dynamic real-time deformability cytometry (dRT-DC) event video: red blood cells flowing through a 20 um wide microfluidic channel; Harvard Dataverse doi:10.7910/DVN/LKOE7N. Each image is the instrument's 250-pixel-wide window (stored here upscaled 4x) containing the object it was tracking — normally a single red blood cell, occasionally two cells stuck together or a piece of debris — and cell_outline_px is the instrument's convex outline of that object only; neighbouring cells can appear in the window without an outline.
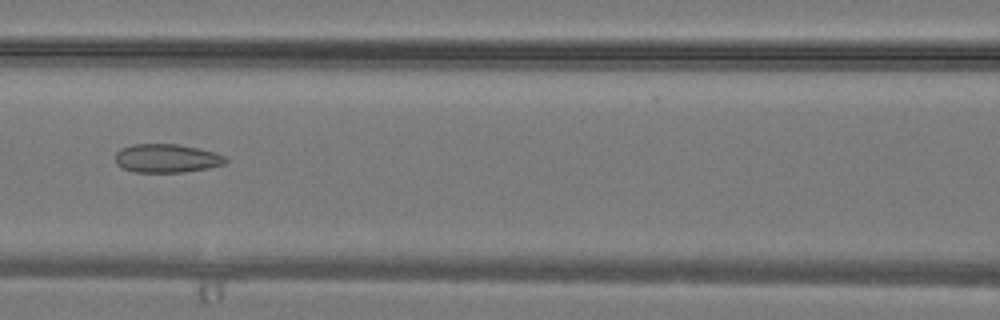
{"species": "common noctule bat (a hibernating species)", "species_latin": "Nyctalus noctula", "temperature_condition": "warm", "stored_images_in_passage": 36, "camera_frame_rate_fps": 3000, "um_per_image_px": 0.085, "animal": {"sex": "male", "body_mass_g": 19.2, "forearm_length_mm": 51.8}, "frame": {"image": 1, "passage_image": 17, "time_ms": 5.333, "image_size_px": [1000, 320], "cell_outline_px": [[228, 160], [224, 164], [208, 168], [184, 172], [132, 172], [116, 164], [116, 152], [120, 148], [132, 144], [176, 144], [196, 148], [212, 152], [224, 156]], "centroid_in_image_um": [14.13, 13.46], "position_along_channel_um": 152.5, "area_um2": 18.26}}
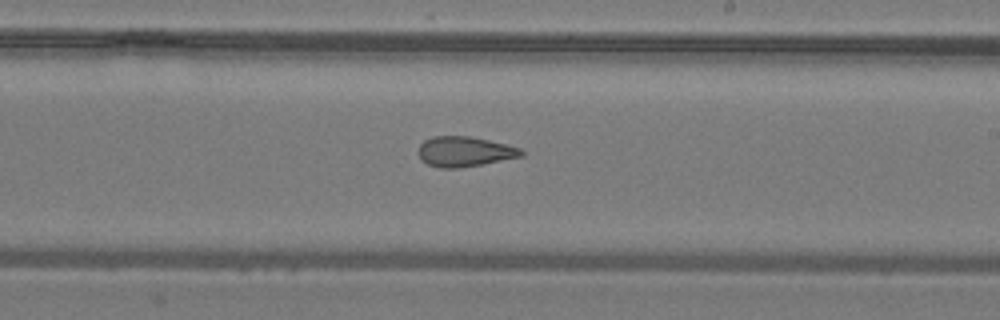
{"frame": {"image": 2, "passage_image": 22, "time_ms": 7.0, "image_size_px": [1000, 320], "cell_outline_px": [[524, 156], [480, 164], [456, 168], [440, 168], [428, 164], [420, 160], [416, 152], [420, 144], [424, 140], [432, 136], [468, 136], [488, 140], [520, 148], [524, 152]], "centroid_in_image_um": [39.43, 12.88], "position_along_channel_um": 249.6, "area_um2": 18.03}}
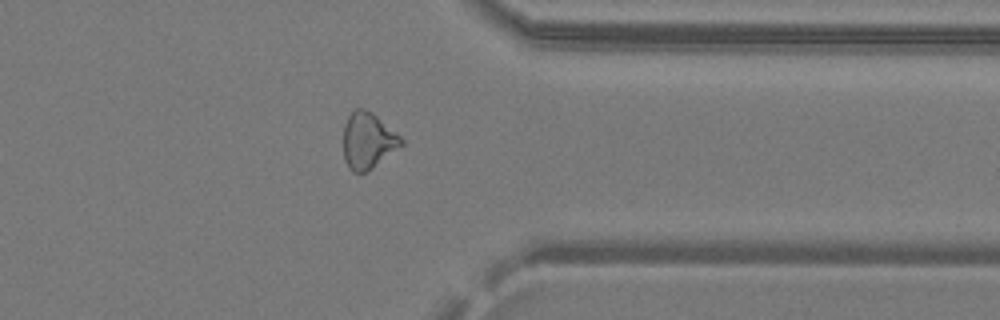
{"frame": {"image": 3, "passage_image": 29, "time_ms": 9.333, "image_size_px": [1000, 320], "cell_outline_px": [[404, 144], [368, 172], [352, 172], [348, 168], [344, 160], [344, 124], [348, 116], [356, 108], [364, 108], [372, 112], [400, 136], [404, 140]], "centroid_in_image_um": [31.27, 11.97], "position_along_channel_um": 380.1, "area_um2": 19.02}}